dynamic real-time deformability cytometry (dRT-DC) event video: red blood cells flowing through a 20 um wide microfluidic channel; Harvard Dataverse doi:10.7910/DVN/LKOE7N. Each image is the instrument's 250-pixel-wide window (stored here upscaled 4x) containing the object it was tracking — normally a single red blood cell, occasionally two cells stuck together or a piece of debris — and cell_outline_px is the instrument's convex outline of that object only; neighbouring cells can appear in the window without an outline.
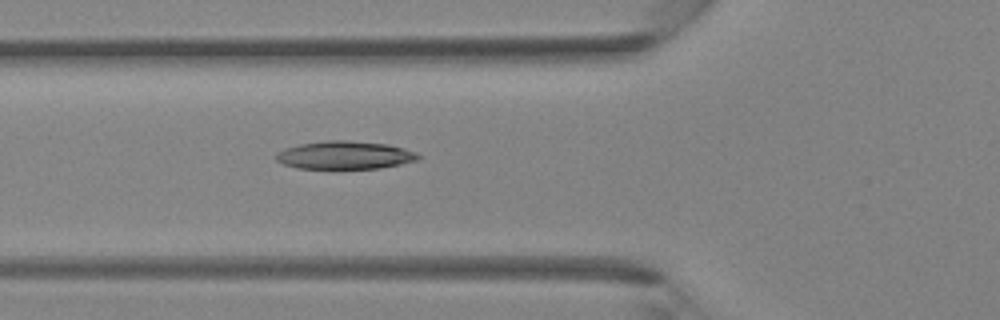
{"species": "Egyptian fruit bat (a non-hibernating species)", "species_latin": "Rousettus aegyptiacus", "temperature_condition": "room temperature", "stored_images_in_passage": 5, "camera_frame_rate_fps": 3000, "um_per_image_px": 0.085, "animal": {"sex": "female"}, "frame": {"image": 1, "passage_image": 4, "time_ms": 1.0, "image_size_px": [1000, 320], "cell_outline_px": [[420, 156], [416, 160], [400, 164], [380, 168], [296, 168], [284, 164], [276, 160], [276, 152], [284, 148], [300, 144], [328, 140], [348, 140], [388, 144], [404, 148], [416, 152]], "centroid_in_image_um": [29.29, 13.18], "position_along_channel_um": 96.5, "area_um2": 23.12}}